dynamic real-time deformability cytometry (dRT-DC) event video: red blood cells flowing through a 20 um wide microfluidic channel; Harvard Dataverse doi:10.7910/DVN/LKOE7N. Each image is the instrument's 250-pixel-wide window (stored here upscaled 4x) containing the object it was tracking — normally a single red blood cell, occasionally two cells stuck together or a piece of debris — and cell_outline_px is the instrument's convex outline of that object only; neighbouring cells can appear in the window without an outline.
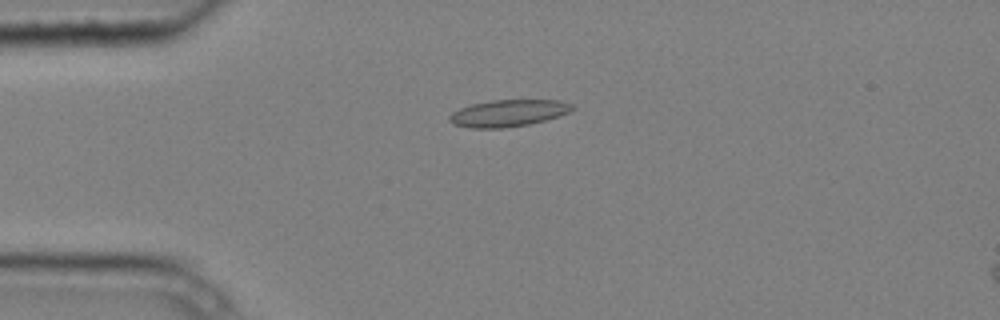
{"species": "common noctule bat (a hibernating species)", "species_latin": "Nyctalus noctula", "temperature_condition": "cold", "stored_images_in_passage": 3, "segment_of_instrument_passage": [1, 2], "camera_frame_rate_fps": 3000, "um_per_image_px": 0.085, "animal": {"sex": "male", "body_mass_g": 20.4}, "frame": {"image": 1, "passage_image": 1, "time_ms": 0.0, "image_size_px": [1000, 320], "cell_outline_px": [[576, 108], [568, 112], [544, 120], [528, 124], [500, 128], [472, 128], [452, 124], [448, 120], [448, 116], [452, 112], [460, 108], [472, 104], [492, 100], [560, 100], [572, 104]], "centroid_in_image_um": [43.17, 9.61], "position_along_channel_um": 41.8, "area_um2": 19.07}}